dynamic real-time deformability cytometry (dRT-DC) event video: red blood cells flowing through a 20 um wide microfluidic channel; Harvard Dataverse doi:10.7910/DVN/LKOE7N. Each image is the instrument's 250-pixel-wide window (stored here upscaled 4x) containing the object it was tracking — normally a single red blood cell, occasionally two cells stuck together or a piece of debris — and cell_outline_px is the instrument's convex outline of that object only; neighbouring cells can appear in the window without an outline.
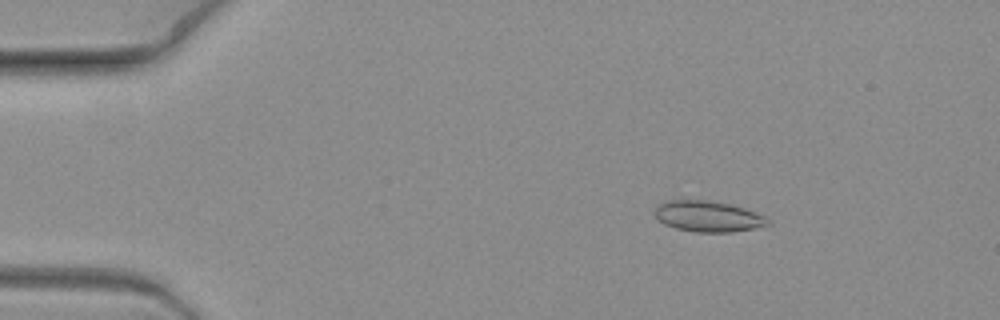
{"species": "common noctule bat (a hibernating species)", "species_latin": "Nyctalus noctula", "temperature_condition": "warm", "stored_images_in_passage": 8, "camera_frame_rate_fps": 3000, "um_per_image_px": 0.085, "animal": {"sex": "female", "body_mass_g": 19.3, "forearm_length_mm": 54.1}, "frame": {"image": 1, "passage_image": 3, "time_ms": 0.667, "image_size_px": [1000, 320], "cell_outline_px": [[772, 224], [756, 228], [732, 232], [696, 232], [676, 228], [664, 224], [652, 212], [660, 204], [672, 200], [708, 200], [728, 204], [744, 208], [768, 216], [772, 220]], "centroid_in_image_um": [60.26, 18.4], "position_along_channel_um": 24.7, "area_um2": 20.46}}
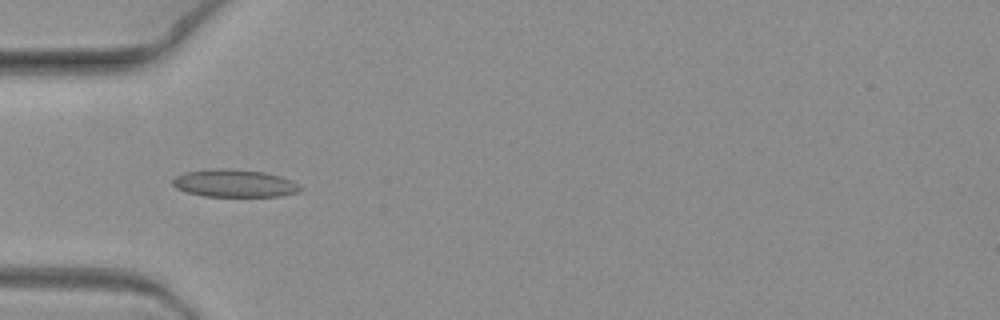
{"frame": {"image": 2, "passage_image": 6, "time_ms": 1.667, "image_size_px": [1000, 320], "cell_outline_px": [[304, 188], [300, 192], [280, 196], [204, 196], [188, 192], [176, 188], [172, 184], [172, 180], [176, 176], [184, 172], [212, 168], [232, 168], [264, 172], [280, 176], [292, 180]], "centroid_in_image_um": [19.95, 15.57], "position_along_channel_um": 65.1, "area_um2": 20.75}}
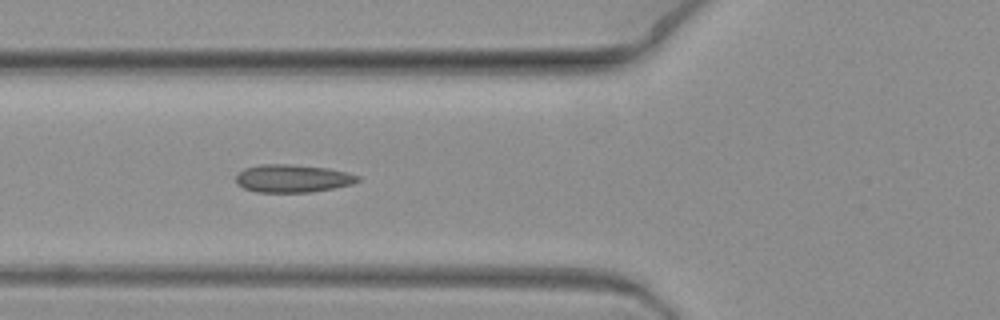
{"frame": {"image": 3, "passage_image": 7, "time_ms": 2.0, "image_size_px": [1000, 320], "cell_outline_px": [[360, 180], [352, 184], [332, 188], [308, 192], [256, 192], [244, 188], [236, 184], [236, 176], [244, 168], [260, 164], [288, 164], [328, 168], [348, 172], [360, 176]], "centroid_in_image_um": [24.86, 15.16], "position_along_channel_um": 100.9, "area_um2": 19.77}}